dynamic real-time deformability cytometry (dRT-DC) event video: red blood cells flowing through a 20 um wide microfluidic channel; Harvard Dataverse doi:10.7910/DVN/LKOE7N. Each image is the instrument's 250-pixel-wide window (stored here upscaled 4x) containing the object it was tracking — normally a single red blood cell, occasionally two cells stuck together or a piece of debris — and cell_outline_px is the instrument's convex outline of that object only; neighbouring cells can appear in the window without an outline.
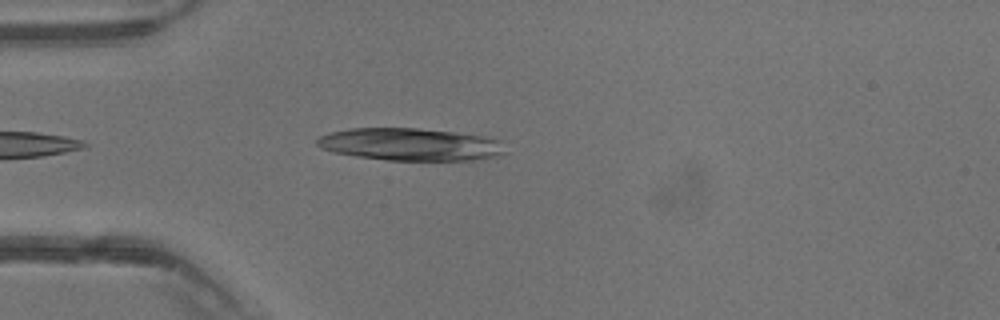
{"species": "common noctule bat (a hibernating species)", "species_latin": "Nyctalus noctula", "temperature_condition": "warm", "stored_images_in_passage": 29, "camera_frame_rate_fps": 3000, "um_per_image_px": 0.085, "animal": {"sex": "male", "body_mass_g": 13.3}, "frame": {"image": 1, "passage_image": 2, "time_ms": 0.333, "image_size_px": [1000, 320], "cell_outline_px": [[504, 152], [500, 156], [480, 160], [388, 160], [356, 156], [332, 152], [320, 148], [316, 144], [316, 140], [320, 136], [332, 132], [352, 128], [416, 128], [452, 132], [484, 136], [500, 140]], "centroid_in_image_um": [34.87, 12.28], "position_along_channel_um": 50.1, "area_um2": 35.55}}
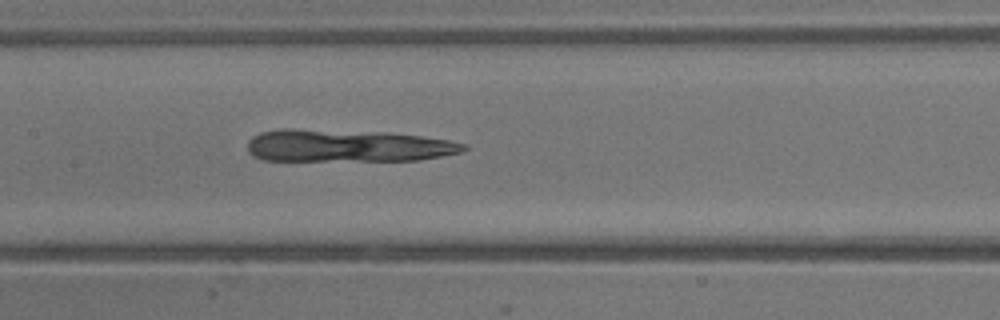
{"frame": {"image": 2, "passage_image": 10, "time_ms": 3.0, "image_size_px": [1000, 320], "cell_outline_px": [[468, 148], [460, 152], [420, 160], [264, 160], [248, 152], [248, 140], [252, 136], [260, 132], [280, 128], [292, 128], [388, 132], [420, 136], [448, 140], [468, 144]], "centroid_in_image_um": [29.51, 12.37], "position_along_channel_um": 177.9, "area_um2": 40.92}}
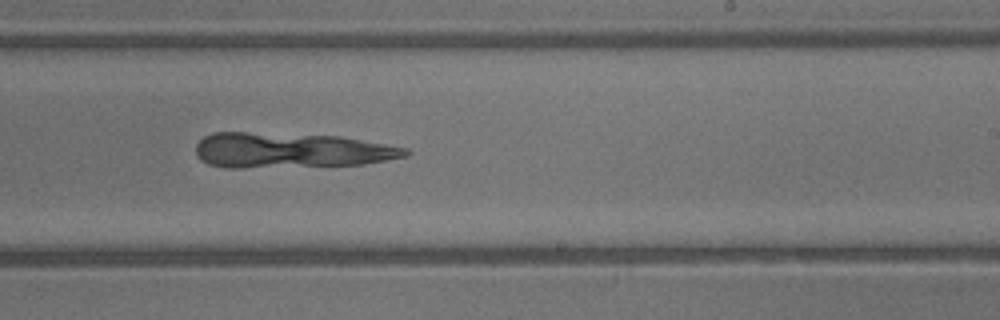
{"frame": {"image": 3, "passage_image": 15, "time_ms": 4.667, "image_size_px": [1000, 320], "cell_outline_px": [[412, 152], [408, 156], [364, 164], [240, 168], [224, 168], [208, 164], [200, 160], [196, 156], [196, 144], [204, 136], [212, 132], [244, 132], [340, 136], [408, 148]], "centroid_in_image_um": [24.69, 12.78], "position_along_channel_um": 264.3, "area_um2": 43.18}}